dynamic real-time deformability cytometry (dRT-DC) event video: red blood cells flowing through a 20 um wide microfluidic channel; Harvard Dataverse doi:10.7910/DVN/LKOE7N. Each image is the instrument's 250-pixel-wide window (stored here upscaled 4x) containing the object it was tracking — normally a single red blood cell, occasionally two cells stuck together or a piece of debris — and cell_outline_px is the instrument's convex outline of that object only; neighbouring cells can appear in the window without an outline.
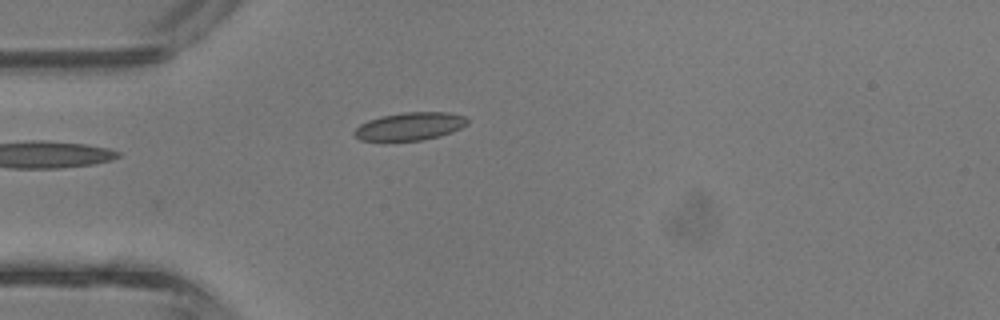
{"species": "common noctule bat (a hibernating species)", "species_latin": "Nyctalus noctula", "temperature_condition": "room temperature", "stored_images_in_passage": 20, "camera_frame_rate_fps": 3000, "um_per_image_px": 0.085, "animal": {"sex": "male", "body_mass_g": 13.3}, "frame": {"image": 1, "passage_image": 1, "time_ms": 0.0, "image_size_px": [1000, 320], "cell_outline_px": [[468, 124], [452, 132], [440, 136], [420, 140], [360, 140], [352, 132], [360, 124], [368, 120], [380, 116], [404, 112], [448, 112], [464, 116], [468, 120]], "centroid_in_image_um": [34.85, 10.72], "position_along_channel_um": 50.2, "area_um2": 18.26}}